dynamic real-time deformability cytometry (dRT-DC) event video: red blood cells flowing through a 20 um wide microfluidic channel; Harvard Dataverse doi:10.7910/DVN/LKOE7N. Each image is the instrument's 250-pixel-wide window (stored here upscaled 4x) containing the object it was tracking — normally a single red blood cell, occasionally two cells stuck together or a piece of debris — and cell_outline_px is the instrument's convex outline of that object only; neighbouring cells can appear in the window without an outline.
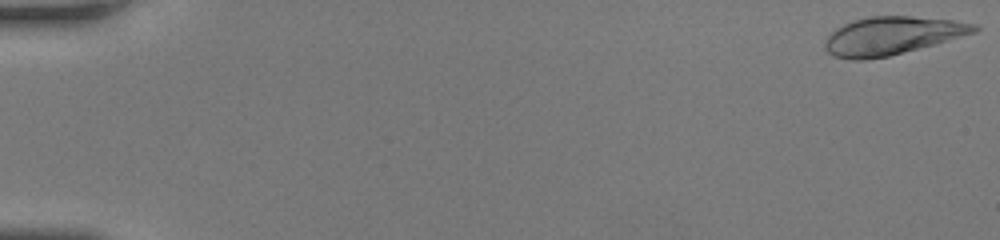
{"species": "human", "species_latin": "Homo sapiens", "temperature_condition": "room temperature", "stored_images_in_passage": 50, "camera_frame_rate_fps": 3000, "um_per_image_px": 0.085, "donor": {"sex": "female"}, "frame": {"image": 1, "passage_image": 1, "time_ms": 0.0, "image_size_px": [1000, 240], "cell_outline_px": [[980, 28], [976, 32], [888, 56], [864, 60], [852, 60], [832, 56], [824, 48], [824, 44], [828, 36], [836, 28], [844, 24], [868, 16], [912, 16], [952, 20], [976, 24]], "centroid_in_image_um": [75.78, 3.03], "position_along_channel_um": 9.2, "area_um2": 32.66}}
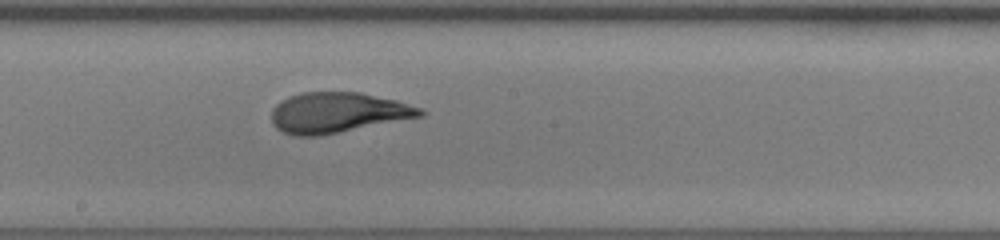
{"frame": {"image": 2, "passage_image": 29, "time_ms": 9.333, "image_size_px": [1000, 240], "cell_outline_px": [[424, 116], [320, 136], [292, 136], [276, 128], [272, 124], [272, 108], [280, 100], [288, 96], [300, 92], [360, 92], [396, 100], [424, 108]], "centroid_in_image_um": [28.7, 9.57], "position_along_channel_um": 219.5, "area_um2": 35.37}}
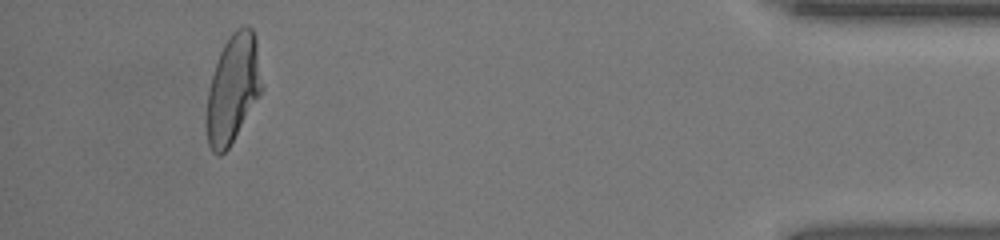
{"frame": {"image": 3, "passage_image": 47, "time_ms": 15.333, "image_size_px": [1000, 240], "cell_outline_px": [[264, 88], [228, 148], [220, 156], [216, 156], [212, 152], [208, 144], [204, 120], [204, 116], [208, 92], [212, 76], [220, 52], [224, 44], [232, 32], [236, 28], [244, 24], [248, 24], [252, 28], [256, 36]], "centroid_in_image_um": [19.8, 7.53], "position_along_channel_um": 415.4, "area_um2": 35.49}, "authors_computed_cell_mechanics": {"area_um2": 34.68, "velocity_mm_per_s": 4.2474, "shape_relaxation_time_tau1_ms": 5.3959, "shape_relaxation_time_tau2_ms": 0.6754, "deformation_change_tau1": 0.2316, "deformation_change_tau2": 0.0685}}